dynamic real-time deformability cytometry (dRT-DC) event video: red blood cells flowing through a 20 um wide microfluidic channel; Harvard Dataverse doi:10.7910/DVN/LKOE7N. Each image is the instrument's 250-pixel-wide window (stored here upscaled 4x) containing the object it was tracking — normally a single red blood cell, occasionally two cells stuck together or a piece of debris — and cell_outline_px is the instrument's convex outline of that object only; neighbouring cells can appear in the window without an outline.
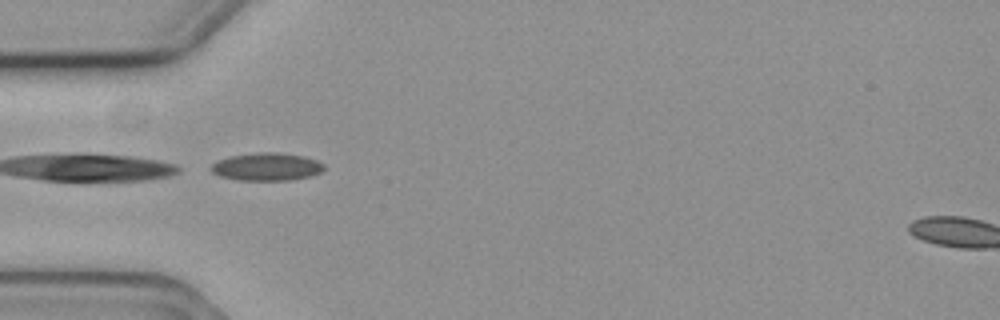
{"species": "common noctule bat (a hibernating species)", "species_latin": "Nyctalus noctula", "temperature_condition": "cold", "stored_images_in_passage": 2, "camera_frame_rate_fps": 3000, "um_per_image_px": 0.085, "animal": {"sex": "female", "body_mass_g": 19.3, "forearm_length_mm": 54.1}, "frame": {"image": 1, "passage_image": 1, "time_ms": 0.0, "image_size_px": [1000, 320], "cell_outline_px": [[324, 168], [320, 172], [308, 176], [288, 180], [240, 180], [220, 176], [212, 172], [208, 168], [212, 164], [220, 160], [232, 156], [256, 152], [276, 152], [304, 156], [316, 160], [324, 164]], "centroid_in_image_um": [22.65, 14.17], "position_along_channel_um": 62.3, "area_um2": 18.09}}